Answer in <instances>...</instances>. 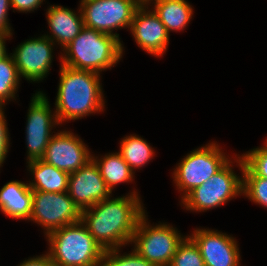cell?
I'll return each instance as SVG.
<instances>
[{
    "label": "cell",
    "instance_id": "1",
    "mask_svg": "<svg viewBox=\"0 0 267 266\" xmlns=\"http://www.w3.org/2000/svg\"><path fill=\"white\" fill-rule=\"evenodd\" d=\"M137 191L134 188L115 198L111 195L81 211V221L104 250L130 245L137 224L146 213Z\"/></svg>",
    "mask_w": 267,
    "mask_h": 266
},
{
    "label": "cell",
    "instance_id": "2",
    "mask_svg": "<svg viewBox=\"0 0 267 266\" xmlns=\"http://www.w3.org/2000/svg\"><path fill=\"white\" fill-rule=\"evenodd\" d=\"M59 57L60 76L53 109L60 127L65 122L104 112L106 99L102 75L61 64V51Z\"/></svg>",
    "mask_w": 267,
    "mask_h": 266
},
{
    "label": "cell",
    "instance_id": "3",
    "mask_svg": "<svg viewBox=\"0 0 267 266\" xmlns=\"http://www.w3.org/2000/svg\"><path fill=\"white\" fill-rule=\"evenodd\" d=\"M124 48L121 39L84 26L62 49L61 64L101 75L122 60Z\"/></svg>",
    "mask_w": 267,
    "mask_h": 266
},
{
    "label": "cell",
    "instance_id": "4",
    "mask_svg": "<svg viewBox=\"0 0 267 266\" xmlns=\"http://www.w3.org/2000/svg\"><path fill=\"white\" fill-rule=\"evenodd\" d=\"M45 237L47 253L55 266H102L105 250L81 220L51 231Z\"/></svg>",
    "mask_w": 267,
    "mask_h": 266
},
{
    "label": "cell",
    "instance_id": "5",
    "mask_svg": "<svg viewBox=\"0 0 267 266\" xmlns=\"http://www.w3.org/2000/svg\"><path fill=\"white\" fill-rule=\"evenodd\" d=\"M236 164V165H234ZM234 166V167H233ZM238 167L241 176L234 171ZM244 161L239 153L208 181L194 188L181 202V207L190 212H205L220 208L232 199L242 196Z\"/></svg>",
    "mask_w": 267,
    "mask_h": 266
},
{
    "label": "cell",
    "instance_id": "6",
    "mask_svg": "<svg viewBox=\"0 0 267 266\" xmlns=\"http://www.w3.org/2000/svg\"><path fill=\"white\" fill-rule=\"evenodd\" d=\"M217 141H212L187 153L172 171L173 184L182 201L194 188L218 173L232 158ZM182 194V195H181Z\"/></svg>",
    "mask_w": 267,
    "mask_h": 266
},
{
    "label": "cell",
    "instance_id": "7",
    "mask_svg": "<svg viewBox=\"0 0 267 266\" xmlns=\"http://www.w3.org/2000/svg\"><path fill=\"white\" fill-rule=\"evenodd\" d=\"M146 213L140 218L130 245L155 266H169L178 245L187 235L167 222L151 225Z\"/></svg>",
    "mask_w": 267,
    "mask_h": 266
},
{
    "label": "cell",
    "instance_id": "8",
    "mask_svg": "<svg viewBox=\"0 0 267 266\" xmlns=\"http://www.w3.org/2000/svg\"><path fill=\"white\" fill-rule=\"evenodd\" d=\"M84 26L119 39L115 30H130L137 0H80ZM115 31V32H114Z\"/></svg>",
    "mask_w": 267,
    "mask_h": 266
},
{
    "label": "cell",
    "instance_id": "9",
    "mask_svg": "<svg viewBox=\"0 0 267 266\" xmlns=\"http://www.w3.org/2000/svg\"><path fill=\"white\" fill-rule=\"evenodd\" d=\"M48 97L43 91L33 93L26 120V162L42 159L50 138L56 133L52 131L59 122L55 110H51Z\"/></svg>",
    "mask_w": 267,
    "mask_h": 266
},
{
    "label": "cell",
    "instance_id": "10",
    "mask_svg": "<svg viewBox=\"0 0 267 266\" xmlns=\"http://www.w3.org/2000/svg\"><path fill=\"white\" fill-rule=\"evenodd\" d=\"M81 211L68 192L33 191L29 221L43 228L44 236L63 226L79 222Z\"/></svg>",
    "mask_w": 267,
    "mask_h": 266
},
{
    "label": "cell",
    "instance_id": "11",
    "mask_svg": "<svg viewBox=\"0 0 267 266\" xmlns=\"http://www.w3.org/2000/svg\"><path fill=\"white\" fill-rule=\"evenodd\" d=\"M56 46L48 37L29 38L17 45L10 53L20 78L30 83H39L47 78L53 63Z\"/></svg>",
    "mask_w": 267,
    "mask_h": 266
},
{
    "label": "cell",
    "instance_id": "12",
    "mask_svg": "<svg viewBox=\"0 0 267 266\" xmlns=\"http://www.w3.org/2000/svg\"><path fill=\"white\" fill-rule=\"evenodd\" d=\"M89 146L71 130H58L49 140L42 160L57 169L73 173L92 160Z\"/></svg>",
    "mask_w": 267,
    "mask_h": 266
},
{
    "label": "cell",
    "instance_id": "13",
    "mask_svg": "<svg viewBox=\"0 0 267 266\" xmlns=\"http://www.w3.org/2000/svg\"><path fill=\"white\" fill-rule=\"evenodd\" d=\"M188 236L198 246L205 266H242L239 244L232 235L199 227Z\"/></svg>",
    "mask_w": 267,
    "mask_h": 266
},
{
    "label": "cell",
    "instance_id": "14",
    "mask_svg": "<svg viewBox=\"0 0 267 266\" xmlns=\"http://www.w3.org/2000/svg\"><path fill=\"white\" fill-rule=\"evenodd\" d=\"M129 31L137 46L149 55L162 58L166 53L170 34L147 4H141L135 10Z\"/></svg>",
    "mask_w": 267,
    "mask_h": 266
},
{
    "label": "cell",
    "instance_id": "15",
    "mask_svg": "<svg viewBox=\"0 0 267 266\" xmlns=\"http://www.w3.org/2000/svg\"><path fill=\"white\" fill-rule=\"evenodd\" d=\"M67 192L80 211L92 207L113 194L93 159L76 172L69 174Z\"/></svg>",
    "mask_w": 267,
    "mask_h": 266
},
{
    "label": "cell",
    "instance_id": "16",
    "mask_svg": "<svg viewBox=\"0 0 267 266\" xmlns=\"http://www.w3.org/2000/svg\"><path fill=\"white\" fill-rule=\"evenodd\" d=\"M45 13L49 31L43 35L55 45H59L61 50L73 41L84 27L79 6L75 11L62 5L50 4Z\"/></svg>",
    "mask_w": 267,
    "mask_h": 266
},
{
    "label": "cell",
    "instance_id": "17",
    "mask_svg": "<svg viewBox=\"0 0 267 266\" xmlns=\"http://www.w3.org/2000/svg\"><path fill=\"white\" fill-rule=\"evenodd\" d=\"M33 191L28 182L11 180L0 189V211L7 217L29 221Z\"/></svg>",
    "mask_w": 267,
    "mask_h": 266
},
{
    "label": "cell",
    "instance_id": "18",
    "mask_svg": "<svg viewBox=\"0 0 267 266\" xmlns=\"http://www.w3.org/2000/svg\"><path fill=\"white\" fill-rule=\"evenodd\" d=\"M26 164L27 170L32 175L31 180L27 181L32 191L54 193L68 191V172L57 169L42 159L29 161Z\"/></svg>",
    "mask_w": 267,
    "mask_h": 266
},
{
    "label": "cell",
    "instance_id": "19",
    "mask_svg": "<svg viewBox=\"0 0 267 266\" xmlns=\"http://www.w3.org/2000/svg\"><path fill=\"white\" fill-rule=\"evenodd\" d=\"M160 18L167 32H181L194 16V7L187 0H152L147 4Z\"/></svg>",
    "mask_w": 267,
    "mask_h": 266
},
{
    "label": "cell",
    "instance_id": "20",
    "mask_svg": "<svg viewBox=\"0 0 267 266\" xmlns=\"http://www.w3.org/2000/svg\"><path fill=\"white\" fill-rule=\"evenodd\" d=\"M92 159L97 164L100 174L111 192L118 184H128L135 180V173L118 151L109 152L104 156L92 154Z\"/></svg>",
    "mask_w": 267,
    "mask_h": 266
},
{
    "label": "cell",
    "instance_id": "21",
    "mask_svg": "<svg viewBox=\"0 0 267 266\" xmlns=\"http://www.w3.org/2000/svg\"><path fill=\"white\" fill-rule=\"evenodd\" d=\"M119 144L118 152L134 173L149 164L156 155L154 147L137 134L124 136Z\"/></svg>",
    "mask_w": 267,
    "mask_h": 266
},
{
    "label": "cell",
    "instance_id": "22",
    "mask_svg": "<svg viewBox=\"0 0 267 266\" xmlns=\"http://www.w3.org/2000/svg\"><path fill=\"white\" fill-rule=\"evenodd\" d=\"M20 81L22 78L18 74L12 55L9 54L0 60V105L6 106L9 101H16L19 97L17 91Z\"/></svg>",
    "mask_w": 267,
    "mask_h": 266
},
{
    "label": "cell",
    "instance_id": "23",
    "mask_svg": "<svg viewBox=\"0 0 267 266\" xmlns=\"http://www.w3.org/2000/svg\"><path fill=\"white\" fill-rule=\"evenodd\" d=\"M265 141L262 147L240 154L244 161L242 176H258L267 179V140Z\"/></svg>",
    "mask_w": 267,
    "mask_h": 266
},
{
    "label": "cell",
    "instance_id": "24",
    "mask_svg": "<svg viewBox=\"0 0 267 266\" xmlns=\"http://www.w3.org/2000/svg\"><path fill=\"white\" fill-rule=\"evenodd\" d=\"M169 266H205L198 246L188 234L178 245Z\"/></svg>",
    "mask_w": 267,
    "mask_h": 266
},
{
    "label": "cell",
    "instance_id": "25",
    "mask_svg": "<svg viewBox=\"0 0 267 266\" xmlns=\"http://www.w3.org/2000/svg\"><path fill=\"white\" fill-rule=\"evenodd\" d=\"M122 248L105 250L103 254L102 266H155L139 255L133 248L131 252H124Z\"/></svg>",
    "mask_w": 267,
    "mask_h": 266
},
{
    "label": "cell",
    "instance_id": "26",
    "mask_svg": "<svg viewBox=\"0 0 267 266\" xmlns=\"http://www.w3.org/2000/svg\"><path fill=\"white\" fill-rule=\"evenodd\" d=\"M267 208V179L258 176H243L242 197Z\"/></svg>",
    "mask_w": 267,
    "mask_h": 266
},
{
    "label": "cell",
    "instance_id": "27",
    "mask_svg": "<svg viewBox=\"0 0 267 266\" xmlns=\"http://www.w3.org/2000/svg\"><path fill=\"white\" fill-rule=\"evenodd\" d=\"M4 107L6 106L0 105V168L3 166V163L6 162L5 160L7 159L11 144Z\"/></svg>",
    "mask_w": 267,
    "mask_h": 266
},
{
    "label": "cell",
    "instance_id": "28",
    "mask_svg": "<svg viewBox=\"0 0 267 266\" xmlns=\"http://www.w3.org/2000/svg\"><path fill=\"white\" fill-rule=\"evenodd\" d=\"M45 0H10L11 8L13 12L32 13L41 7Z\"/></svg>",
    "mask_w": 267,
    "mask_h": 266
},
{
    "label": "cell",
    "instance_id": "29",
    "mask_svg": "<svg viewBox=\"0 0 267 266\" xmlns=\"http://www.w3.org/2000/svg\"><path fill=\"white\" fill-rule=\"evenodd\" d=\"M12 9L10 0H0V32L13 33L11 24L9 23L8 11Z\"/></svg>",
    "mask_w": 267,
    "mask_h": 266
},
{
    "label": "cell",
    "instance_id": "30",
    "mask_svg": "<svg viewBox=\"0 0 267 266\" xmlns=\"http://www.w3.org/2000/svg\"><path fill=\"white\" fill-rule=\"evenodd\" d=\"M16 266H55L47 252L25 259Z\"/></svg>",
    "mask_w": 267,
    "mask_h": 266
},
{
    "label": "cell",
    "instance_id": "31",
    "mask_svg": "<svg viewBox=\"0 0 267 266\" xmlns=\"http://www.w3.org/2000/svg\"><path fill=\"white\" fill-rule=\"evenodd\" d=\"M13 33H3L0 32V60L7 57L10 53H8L6 48V40H11Z\"/></svg>",
    "mask_w": 267,
    "mask_h": 266
},
{
    "label": "cell",
    "instance_id": "32",
    "mask_svg": "<svg viewBox=\"0 0 267 266\" xmlns=\"http://www.w3.org/2000/svg\"><path fill=\"white\" fill-rule=\"evenodd\" d=\"M140 4H148L152 0H137Z\"/></svg>",
    "mask_w": 267,
    "mask_h": 266
}]
</instances>
